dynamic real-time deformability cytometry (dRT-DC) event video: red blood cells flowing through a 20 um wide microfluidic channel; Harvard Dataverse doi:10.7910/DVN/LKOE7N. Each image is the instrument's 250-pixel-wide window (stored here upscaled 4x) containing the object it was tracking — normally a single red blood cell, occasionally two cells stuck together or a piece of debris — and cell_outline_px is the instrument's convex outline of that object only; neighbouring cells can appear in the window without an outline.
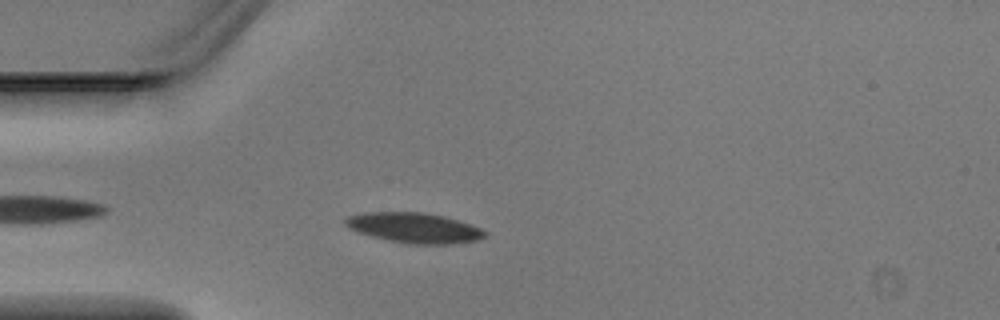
{"species": "Egyptian fruit bat (a non-hibernating species)", "species_latin": "Rousettus aegyptiacus", "temperature_condition": "warm", "stored_images_in_passage": 4, "camera_frame_rate_fps": 3000, "um_per_image_px": 0.085, "animal": {"sex": "male"}, "frame": {"image": 1, "passage_image": 4, "time_ms": 1.0, "image_size_px": [1000, 320], "cell_outline_px": [[488, 232], [484, 236], [476, 240], [452, 244], [408, 244], [388, 240], [372, 236], [348, 228], [344, 224], [344, 220], [348, 216], [364, 212], [424, 212], [444, 216], [480, 228]], "centroid_in_image_um": [35.18, 19.36], "position_along_channel_um": 49.8, "area_um2": 24.39}}